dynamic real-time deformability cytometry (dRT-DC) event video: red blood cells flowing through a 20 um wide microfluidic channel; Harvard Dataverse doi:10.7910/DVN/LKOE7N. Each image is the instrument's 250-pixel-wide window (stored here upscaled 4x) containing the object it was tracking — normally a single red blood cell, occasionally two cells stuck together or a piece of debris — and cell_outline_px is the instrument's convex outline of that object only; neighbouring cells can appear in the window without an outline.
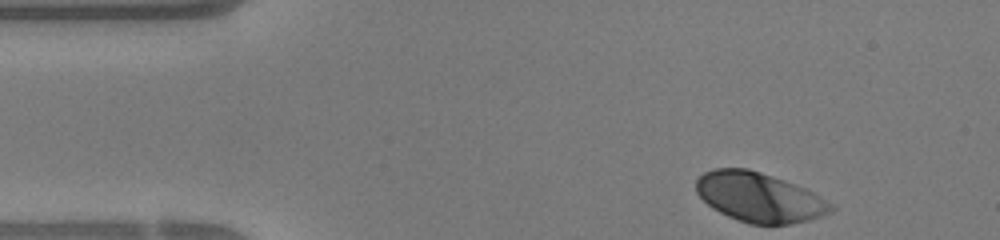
{"species": "human", "species_latin": "Homo sapiens", "temperature_condition": "warm", "stored_images_in_passage": 33, "camera_frame_rate_fps": 3000, "um_per_image_px": 0.085, "donor": {"sex": "female"}, "frame": {"image": 1, "passage_image": 1, "time_ms": 0.0, "image_size_px": [1000, 240], "cell_outline_px": [[836, 208], [832, 212], [808, 220], [792, 224], [748, 224], [728, 216], [712, 208], [696, 192], [696, 180], [704, 172], [712, 168], [748, 168], [784, 180], [804, 188], [820, 196], [832, 204]], "centroid_in_image_um": [64.53, 16.77], "position_along_channel_um": 20.5, "area_um2": 38.78}}
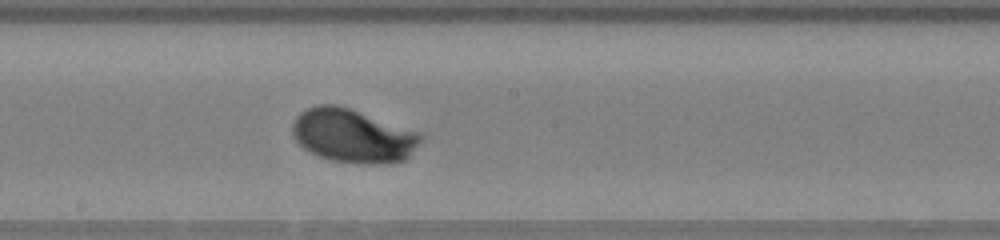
{"frame": {"image": 2, "passage_image": 20, "time_ms": 6.333, "image_size_px": [1000, 240], "cell_outline_px": [[424, 140], [404, 160], [388, 164], [360, 164], [332, 160], [320, 156], [304, 148], [296, 140], [292, 132], [292, 124], [296, 116], [300, 112], [316, 104], [336, 104], [348, 108], [416, 132], [424, 136]], "centroid_in_image_um": [29.98, 11.55], "position_along_channel_um": 218.2, "area_um2": 39.71}}
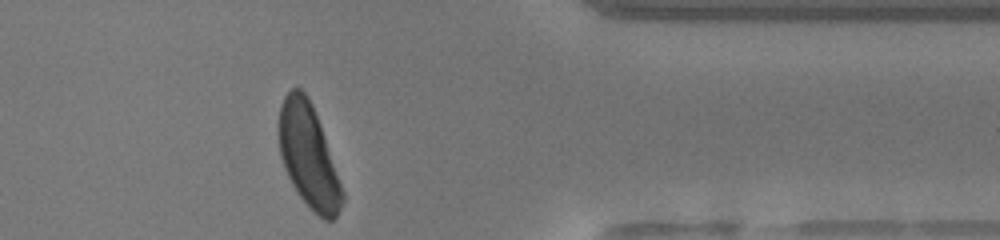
{"frame": {"image": 3, "passage_image": 33, "time_ms": 10.667, "image_size_px": [1000, 240], "cell_outline_px": [[344, 200], [336, 216], [332, 220], [324, 220], [296, 192], [284, 168], [280, 156], [280, 104], [284, 96], [292, 88], [300, 88], [308, 96], [312, 104], [320, 124], [344, 192]], "centroid_in_image_um": [26.23, 13.24], "position_along_channel_um": 385.2, "area_um2": 37.51}, "authors_computed_cell_mechanics": {"area_um2": 38.8994, "velocity_mm_per_s": 4.3127, "shape_relaxation_time_tau1_ms": 2.5145, "shape_relaxation_time_tau2_ms": null, "deformation_change_tau1": 0.1827, "deformation_change_tau2": null}}